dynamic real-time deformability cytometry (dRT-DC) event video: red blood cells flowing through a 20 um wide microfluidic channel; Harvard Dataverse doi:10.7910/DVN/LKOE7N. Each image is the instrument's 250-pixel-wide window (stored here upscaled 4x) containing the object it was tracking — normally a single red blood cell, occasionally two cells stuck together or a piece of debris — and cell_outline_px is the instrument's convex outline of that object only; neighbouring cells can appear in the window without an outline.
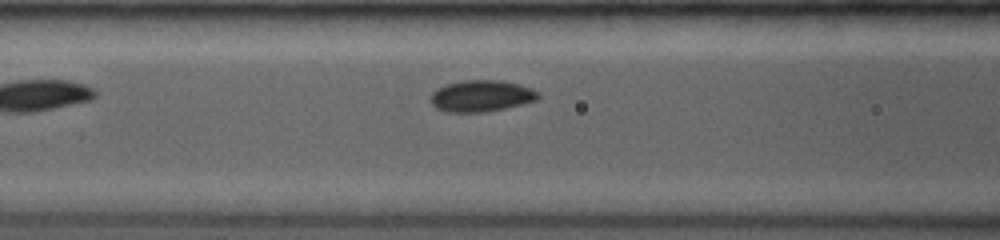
{"species": "common noctule bat (a hibernating species)", "species_latin": "Nyctalus noctula", "temperature_condition": "room temperature", "stored_images_in_passage": 26, "camera_frame_rate_fps": 3500, "um_per_image_px": 0.085, "animal": {"sex": "female", "body_mass_g": 19.0, "forearm_length_mm": 53.3}, "frame": {"image": 1, "passage_image": 7, "time_ms": 1.429, "image_size_px": [1000, 240], "cell_outline_px": [[540, 96], [536, 100], [524, 104], [484, 112], [448, 112], [436, 108], [432, 104], [432, 92], [436, 88], [448, 84], [464, 80], [504, 80], [520, 84], [532, 88]], "centroid_in_image_um": [40.93, 8.15], "position_along_channel_um": 125.7, "area_um2": 19.71}}
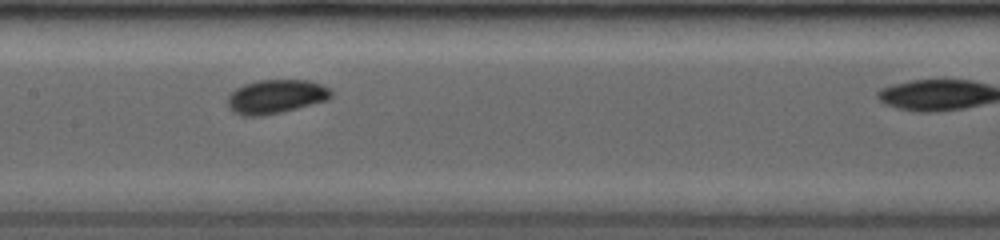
{"frame": {"image": 2, "passage_image": 10, "time_ms": 2.857, "image_size_px": [1000, 240], "cell_outline_px": [[332, 96], [328, 100], [264, 116], [244, 116], [232, 112], [228, 108], [228, 96], [236, 88], [244, 84], [260, 80], [308, 80], [320, 84], [328, 88], [332, 92]], "centroid_in_image_um": [23.43, 8.21], "position_along_channel_um": 184.0, "area_um2": 20.4}}